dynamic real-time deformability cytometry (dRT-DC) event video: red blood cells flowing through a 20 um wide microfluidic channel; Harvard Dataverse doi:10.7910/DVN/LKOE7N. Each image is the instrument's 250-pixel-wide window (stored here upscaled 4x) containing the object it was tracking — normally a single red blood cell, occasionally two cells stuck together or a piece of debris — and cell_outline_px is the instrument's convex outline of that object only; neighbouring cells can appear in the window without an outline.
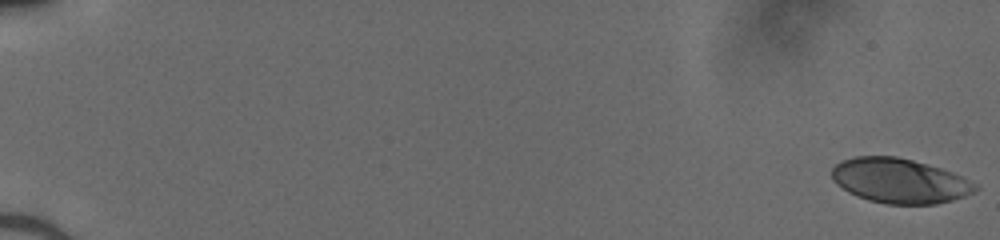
{"species": "human", "species_latin": "Homo sapiens", "temperature_condition": "cold", "stored_images_in_passage": 52, "camera_frame_rate_fps": 3000, "um_per_image_px": 0.085, "donor": {"sex": "male"}, "frame": {"image": 1, "passage_image": 1, "time_ms": 0.0, "image_size_px": [1000, 240], "cell_outline_px": [[980, 188], [964, 196], [952, 200], [936, 204], [888, 204], [868, 200], [856, 196], [848, 192], [836, 184], [832, 180], [832, 168], [836, 164], [844, 160], [856, 156], [896, 156], [928, 164], [964, 176], [980, 184]], "centroid_in_image_um": [76.5, 15.37], "position_along_channel_um": 8.5, "area_um2": 37.63}}
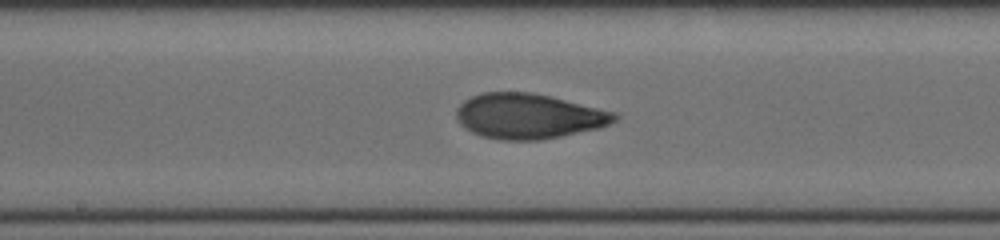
{"frame": {"image": 2, "passage_image": 30, "time_ms": 9.667, "image_size_px": [1000, 240], "cell_outline_px": [[620, 116], [616, 120], [600, 128], [540, 140], [500, 140], [484, 136], [472, 132], [464, 128], [460, 124], [456, 116], [456, 108], [464, 100], [480, 92], [532, 92], [616, 112]], "centroid_in_image_um": [44.92, 9.87], "position_along_channel_um": 203.3, "area_um2": 41.62}}
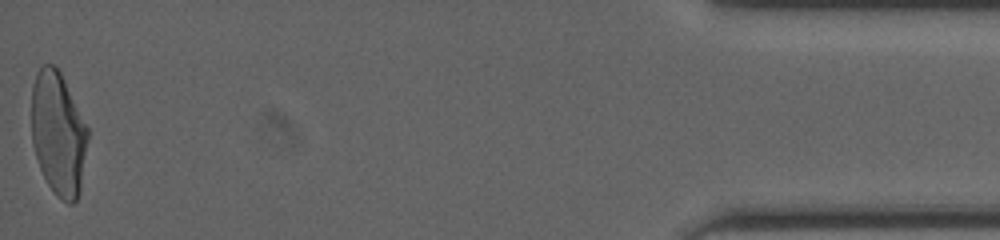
{"frame": {"image": 3, "passage_image": 52, "time_ms": 17.0, "image_size_px": [1000, 240], "cell_outline_px": [[88, 136], [80, 192], [76, 200], [72, 204], [68, 204], [56, 196], [48, 184], [40, 168], [32, 144], [32, 84], [36, 72], [44, 64], [52, 64], [60, 72], [88, 128]], "centroid_in_image_um": [4.94, 11.37], "position_along_channel_um": 430.3, "area_um2": 40.34}}